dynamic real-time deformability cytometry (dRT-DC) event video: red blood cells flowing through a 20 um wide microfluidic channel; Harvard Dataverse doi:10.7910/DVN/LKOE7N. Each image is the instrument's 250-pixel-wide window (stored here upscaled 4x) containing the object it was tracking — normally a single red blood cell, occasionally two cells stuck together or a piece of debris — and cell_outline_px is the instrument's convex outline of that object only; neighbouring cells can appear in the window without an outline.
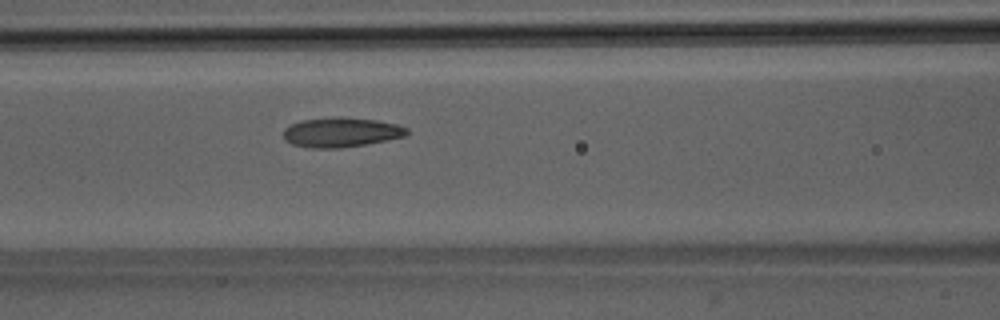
{"species": "Egyptian fruit bat (a non-hibernating species)", "species_latin": "Rousettus aegyptiacus", "temperature_condition": "room temperature", "stored_images_in_passage": 41, "camera_frame_rate_fps": 3000, "um_per_image_px": 0.085, "animal": {"sex": "male"}, "frame": {"image": 1, "passage_image": 12, "time_ms": 3.667, "image_size_px": [1000, 320], "cell_outline_px": [[408, 132], [404, 136], [388, 140], [340, 148], [308, 148], [292, 144], [284, 140], [284, 128], [300, 120], [336, 116], [340, 116], [376, 120], [396, 124], [408, 128]], "centroid_in_image_um": [28.96, 11.24], "position_along_channel_um": 137.6, "area_um2": 21.44}}
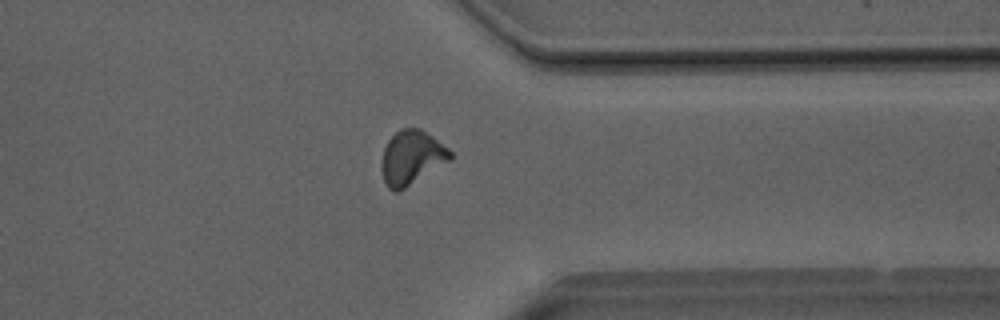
{"frame": {"image": 2, "passage_image": 30, "time_ms": 9.667, "image_size_px": [1000, 320], "cell_outline_px": [[452, 160], [404, 188], [396, 192], [392, 192], [388, 188], [384, 180], [384, 148], [388, 140], [400, 128], [420, 128], [432, 136], [448, 148], [452, 152]], "centroid_in_image_um": [35.04, 13.38], "position_along_channel_um": 376.4, "area_um2": 21.21}}
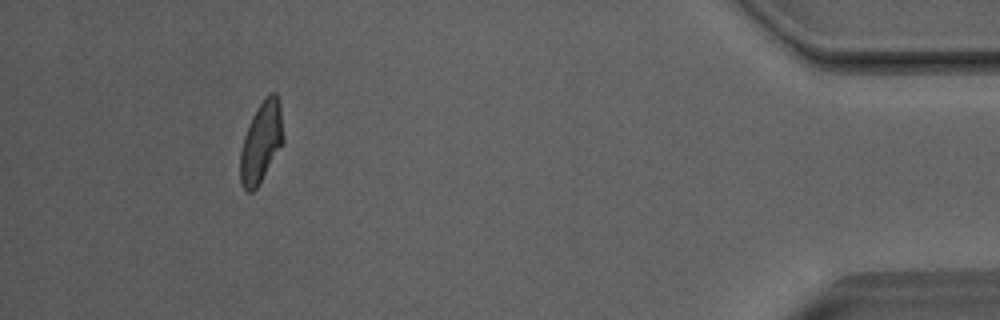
{"frame": {"image": 3, "passage_image": 37, "time_ms": 12.0, "image_size_px": [1000, 320], "cell_outline_px": [[284, 140], [256, 188], [252, 192], [248, 192], [244, 188], [240, 180], [240, 148], [248, 124], [256, 108], [264, 96], [268, 92], [276, 92], [280, 100]], "centroid_in_image_um": [22.2, 12.0], "position_along_channel_um": 413.0, "area_um2": 20.29}, "authors_computed_cell_mechanics": {"area_um2": 20.519, "velocity_mm_per_s": 4.0485, "shape_relaxation_time_tau1_ms": 6.0224, "shape_relaxation_time_tau2_ms": 1.9323, "deformation_change_tau1": 0.1581, "deformation_change_tau2": 0.0843}}